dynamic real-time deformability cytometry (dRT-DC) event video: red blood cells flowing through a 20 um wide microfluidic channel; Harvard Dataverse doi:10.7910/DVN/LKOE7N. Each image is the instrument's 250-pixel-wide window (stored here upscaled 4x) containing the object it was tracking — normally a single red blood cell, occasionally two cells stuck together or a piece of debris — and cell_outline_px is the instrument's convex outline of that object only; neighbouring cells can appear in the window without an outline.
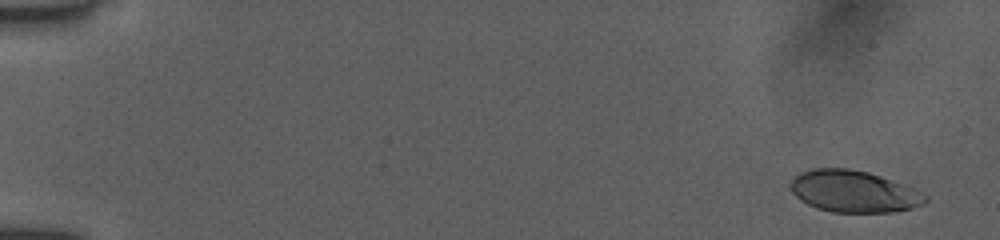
{"species": "human", "species_latin": "Homo sapiens", "temperature_condition": "room temperature", "stored_images_in_passage": 9, "camera_frame_rate_fps": 3000, "um_per_image_px": 0.085, "donor": {"sex": "female"}, "frame": {"image": 1, "passage_image": 2, "time_ms": 0.667, "image_size_px": [1000, 240], "cell_outline_px": [[928, 200], [924, 204], [912, 208], [888, 212], [832, 212], [816, 208], [800, 200], [788, 188], [788, 184], [800, 172], [812, 168], [848, 168], [868, 172], [904, 184], [924, 192], [928, 196]], "centroid_in_image_um": [72.56, 16.26], "position_along_channel_um": 12.4, "area_um2": 33.06}}
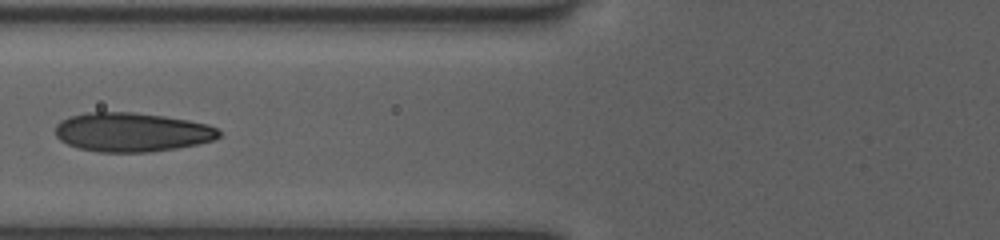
{"frame": {"image": 2, "passage_image": 8, "time_ms": 7.333, "image_size_px": [1000, 240], "cell_outline_px": [[220, 136], [212, 140], [196, 144], [176, 148], [148, 152], [100, 152], [80, 148], [68, 144], [60, 140], [56, 136], [56, 124], [60, 120], [68, 116], [84, 112], [132, 112], [164, 116], [188, 120], [208, 124], [216, 128], [220, 132]], "centroid_in_image_um": [11.17, 11.22], "position_along_channel_um": 114.6, "area_um2": 37.22}}
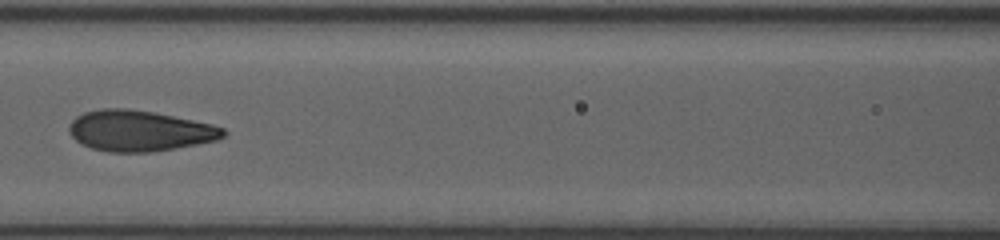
{"frame": {"image": 3, "passage_image": 9, "time_ms": 8.333, "image_size_px": [1000, 240], "cell_outline_px": [[228, 132], [224, 136], [216, 140], [196, 144], [152, 152], [108, 152], [92, 148], [80, 144], [68, 132], [68, 128], [72, 120], [76, 116], [84, 112], [100, 108], [128, 108], [152, 112], [212, 124], [224, 128]], "centroid_in_image_um": [11.82, 11.11], "position_along_channel_um": 154.8, "area_um2": 36.65}}